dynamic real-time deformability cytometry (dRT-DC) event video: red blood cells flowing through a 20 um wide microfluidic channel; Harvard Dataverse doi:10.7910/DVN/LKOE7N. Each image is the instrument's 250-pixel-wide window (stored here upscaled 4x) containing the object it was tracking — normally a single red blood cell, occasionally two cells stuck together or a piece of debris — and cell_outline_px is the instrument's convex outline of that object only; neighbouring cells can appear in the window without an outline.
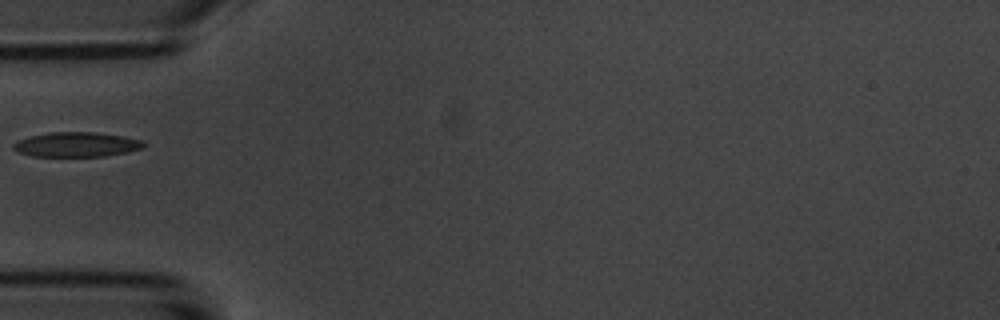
{"species": "common noctule bat (a hibernating species)", "species_latin": "Nyctalus noctula", "temperature_condition": "room temperature", "stored_images_in_passage": 6, "camera_frame_rate_fps": 3000, "um_per_image_px": 0.085, "animal": {"sex": "male", "body_mass_g": 20.1, "forearm_length_mm": 53.5}, "frame": {"image": 1, "passage_image": 5, "time_ms": 5.333, "image_size_px": [1000, 320], "cell_outline_px": [[144, 144], [140, 148], [128, 152], [104, 156], [32, 156], [20, 152], [12, 148], [12, 144], [16, 140], [28, 136], [48, 132], [92, 132], [120, 136], [144, 140]], "centroid_in_image_um": [6.44, 12.28], "position_along_channel_um": 78.6, "area_um2": 18.67}}